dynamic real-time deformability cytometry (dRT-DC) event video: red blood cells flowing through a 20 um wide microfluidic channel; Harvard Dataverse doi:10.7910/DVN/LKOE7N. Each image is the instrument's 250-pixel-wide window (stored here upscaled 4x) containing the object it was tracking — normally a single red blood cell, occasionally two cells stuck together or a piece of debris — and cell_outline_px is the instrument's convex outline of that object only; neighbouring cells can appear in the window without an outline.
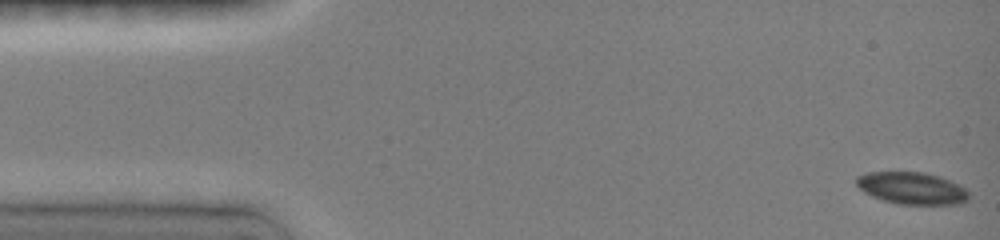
{"species": "common noctule bat (a hibernating species)", "species_latin": "Nyctalus noctula", "temperature_condition": "room temperature", "stored_images_in_passage": 48, "camera_frame_rate_fps": 3000, "um_per_image_px": 0.085, "animal": {"sex": "female", "body_mass_g": 19.0, "forearm_length_mm": 51.5}, "frame": {"image": 1, "passage_image": 1, "time_ms": 0.0, "image_size_px": [1000, 240], "cell_outline_px": [[968, 200], [960, 204], [896, 204], [872, 196], [864, 192], [856, 184], [856, 176], [868, 172], [924, 172], [940, 176], [964, 188], [968, 192]], "centroid_in_image_um": [77.49, 15.99], "position_along_channel_um": 7.5, "area_um2": 20.92}}
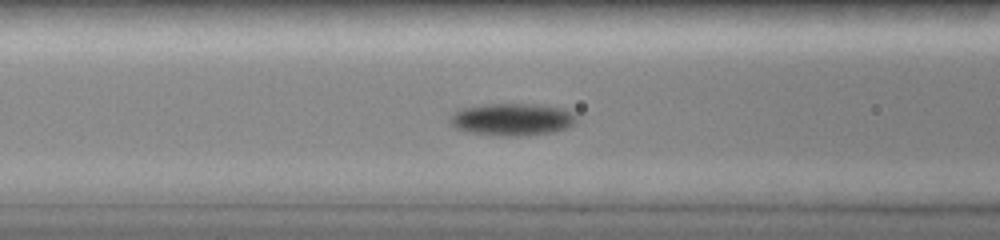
{"frame": {"image": 2, "passage_image": 19, "time_ms": 6.0, "image_size_px": [1000, 240], "cell_outline_px": [[576, 120], [568, 128], [552, 132], [520, 136], [500, 136], [468, 132], [456, 128], [448, 120], [448, 116], [452, 112], [460, 108], [488, 104], [536, 104], [564, 108], [572, 112], [576, 116]], "centroid_in_image_um": [43.5, 10.14], "position_along_channel_um": 123.1, "area_um2": 23.99}}
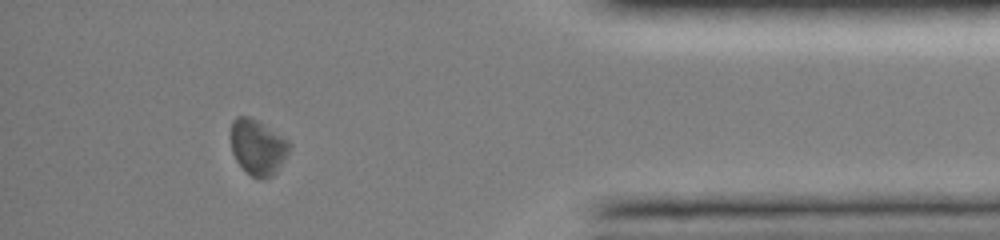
{"frame": {"image": 3, "passage_image": 43, "time_ms": 14.0, "image_size_px": [1000, 240], "cell_outline_px": [[292, 144], [284, 160], [276, 172], [272, 176], [264, 180], [260, 180], [252, 176], [236, 160], [232, 152], [228, 136], [232, 120], [236, 116], [252, 116], [288, 140]], "centroid_in_image_um": [21.87, 12.48], "position_along_channel_um": 413.3, "area_um2": 19.36}, "authors_computed_cell_mechanics": {"area_um2": 21.1837, "velocity_mm_per_s": 3.9592, "shape_relaxation_time_tau1_ms": 0.8502, "shape_relaxation_time_tau2_ms": null, "deformation_change_tau1": 0.0693, "deformation_change_tau2": null}}